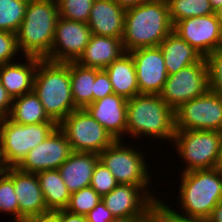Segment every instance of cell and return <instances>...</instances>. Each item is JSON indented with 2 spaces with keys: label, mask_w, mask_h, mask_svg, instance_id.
Listing matches in <instances>:
<instances>
[{
  "label": "cell",
  "mask_w": 222,
  "mask_h": 222,
  "mask_svg": "<svg viewBox=\"0 0 222 222\" xmlns=\"http://www.w3.org/2000/svg\"><path fill=\"white\" fill-rule=\"evenodd\" d=\"M117 5L123 7L124 9H128L131 7H135L141 5L146 0H113Z\"/></svg>",
  "instance_id": "cell-43"
},
{
  "label": "cell",
  "mask_w": 222,
  "mask_h": 222,
  "mask_svg": "<svg viewBox=\"0 0 222 222\" xmlns=\"http://www.w3.org/2000/svg\"><path fill=\"white\" fill-rule=\"evenodd\" d=\"M57 127L56 122L24 125L13 122L9 117L0 119V159L3 167H16Z\"/></svg>",
  "instance_id": "cell-6"
},
{
  "label": "cell",
  "mask_w": 222,
  "mask_h": 222,
  "mask_svg": "<svg viewBox=\"0 0 222 222\" xmlns=\"http://www.w3.org/2000/svg\"><path fill=\"white\" fill-rule=\"evenodd\" d=\"M136 68L140 94H160L168 73L159 46L139 48L129 52Z\"/></svg>",
  "instance_id": "cell-16"
},
{
  "label": "cell",
  "mask_w": 222,
  "mask_h": 222,
  "mask_svg": "<svg viewBox=\"0 0 222 222\" xmlns=\"http://www.w3.org/2000/svg\"><path fill=\"white\" fill-rule=\"evenodd\" d=\"M87 222H118L101 200L87 215Z\"/></svg>",
  "instance_id": "cell-38"
},
{
  "label": "cell",
  "mask_w": 222,
  "mask_h": 222,
  "mask_svg": "<svg viewBox=\"0 0 222 222\" xmlns=\"http://www.w3.org/2000/svg\"><path fill=\"white\" fill-rule=\"evenodd\" d=\"M124 140H116L99 154V160L110 170L118 184H130L140 186L153 200L155 192L149 186L152 175H149V167L143 152L132 145L123 143ZM133 147V148H132Z\"/></svg>",
  "instance_id": "cell-7"
},
{
  "label": "cell",
  "mask_w": 222,
  "mask_h": 222,
  "mask_svg": "<svg viewBox=\"0 0 222 222\" xmlns=\"http://www.w3.org/2000/svg\"><path fill=\"white\" fill-rule=\"evenodd\" d=\"M29 0H0V31L17 33Z\"/></svg>",
  "instance_id": "cell-29"
},
{
  "label": "cell",
  "mask_w": 222,
  "mask_h": 222,
  "mask_svg": "<svg viewBox=\"0 0 222 222\" xmlns=\"http://www.w3.org/2000/svg\"><path fill=\"white\" fill-rule=\"evenodd\" d=\"M18 52L16 34L0 31V65L12 63L17 54H21Z\"/></svg>",
  "instance_id": "cell-36"
},
{
  "label": "cell",
  "mask_w": 222,
  "mask_h": 222,
  "mask_svg": "<svg viewBox=\"0 0 222 222\" xmlns=\"http://www.w3.org/2000/svg\"><path fill=\"white\" fill-rule=\"evenodd\" d=\"M114 93L125 99L140 94L137 85L136 68L129 52H125L118 59L105 68Z\"/></svg>",
  "instance_id": "cell-24"
},
{
  "label": "cell",
  "mask_w": 222,
  "mask_h": 222,
  "mask_svg": "<svg viewBox=\"0 0 222 222\" xmlns=\"http://www.w3.org/2000/svg\"><path fill=\"white\" fill-rule=\"evenodd\" d=\"M173 31L166 0H146L126 9L124 34L125 52L157 47Z\"/></svg>",
  "instance_id": "cell-1"
},
{
  "label": "cell",
  "mask_w": 222,
  "mask_h": 222,
  "mask_svg": "<svg viewBox=\"0 0 222 222\" xmlns=\"http://www.w3.org/2000/svg\"><path fill=\"white\" fill-rule=\"evenodd\" d=\"M9 118L24 125L55 122L47 115L34 91L13 99Z\"/></svg>",
  "instance_id": "cell-26"
},
{
  "label": "cell",
  "mask_w": 222,
  "mask_h": 222,
  "mask_svg": "<svg viewBox=\"0 0 222 222\" xmlns=\"http://www.w3.org/2000/svg\"><path fill=\"white\" fill-rule=\"evenodd\" d=\"M208 68L209 90L222 95V47L205 57Z\"/></svg>",
  "instance_id": "cell-34"
},
{
  "label": "cell",
  "mask_w": 222,
  "mask_h": 222,
  "mask_svg": "<svg viewBox=\"0 0 222 222\" xmlns=\"http://www.w3.org/2000/svg\"><path fill=\"white\" fill-rule=\"evenodd\" d=\"M40 60L24 57L27 63L14 61L0 65V83L12 99L33 91L34 75Z\"/></svg>",
  "instance_id": "cell-20"
},
{
  "label": "cell",
  "mask_w": 222,
  "mask_h": 222,
  "mask_svg": "<svg viewBox=\"0 0 222 222\" xmlns=\"http://www.w3.org/2000/svg\"><path fill=\"white\" fill-rule=\"evenodd\" d=\"M168 75H172L191 64L198 63L203 56L189 43L172 31L160 44Z\"/></svg>",
  "instance_id": "cell-23"
},
{
  "label": "cell",
  "mask_w": 222,
  "mask_h": 222,
  "mask_svg": "<svg viewBox=\"0 0 222 222\" xmlns=\"http://www.w3.org/2000/svg\"><path fill=\"white\" fill-rule=\"evenodd\" d=\"M124 53L121 38L92 34L83 54L76 62L84 67L105 69Z\"/></svg>",
  "instance_id": "cell-21"
},
{
  "label": "cell",
  "mask_w": 222,
  "mask_h": 222,
  "mask_svg": "<svg viewBox=\"0 0 222 222\" xmlns=\"http://www.w3.org/2000/svg\"><path fill=\"white\" fill-rule=\"evenodd\" d=\"M85 110L102 125L115 140L126 135L127 99L115 93L92 102ZM122 137V138H121Z\"/></svg>",
  "instance_id": "cell-18"
},
{
  "label": "cell",
  "mask_w": 222,
  "mask_h": 222,
  "mask_svg": "<svg viewBox=\"0 0 222 222\" xmlns=\"http://www.w3.org/2000/svg\"><path fill=\"white\" fill-rule=\"evenodd\" d=\"M178 205L181 212L199 222H205L222 200V170L219 168L193 170L180 175Z\"/></svg>",
  "instance_id": "cell-5"
},
{
  "label": "cell",
  "mask_w": 222,
  "mask_h": 222,
  "mask_svg": "<svg viewBox=\"0 0 222 222\" xmlns=\"http://www.w3.org/2000/svg\"><path fill=\"white\" fill-rule=\"evenodd\" d=\"M102 201L118 222H125L146 215L154 200L138 185L118 184Z\"/></svg>",
  "instance_id": "cell-15"
},
{
  "label": "cell",
  "mask_w": 222,
  "mask_h": 222,
  "mask_svg": "<svg viewBox=\"0 0 222 222\" xmlns=\"http://www.w3.org/2000/svg\"><path fill=\"white\" fill-rule=\"evenodd\" d=\"M13 99L0 83V119L9 117Z\"/></svg>",
  "instance_id": "cell-39"
},
{
  "label": "cell",
  "mask_w": 222,
  "mask_h": 222,
  "mask_svg": "<svg viewBox=\"0 0 222 222\" xmlns=\"http://www.w3.org/2000/svg\"><path fill=\"white\" fill-rule=\"evenodd\" d=\"M22 222H57V216L53 212L24 219Z\"/></svg>",
  "instance_id": "cell-41"
},
{
  "label": "cell",
  "mask_w": 222,
  "mask_h": 222,
  "mask_svg": "<svg viewBox=\"0 0 222 222\" xmlns=\"http://www.w3.org/2000/svg\"><path fill=\"white\" fill-rule=\"evenodd\" d=\"M214 15L217 18V21L220 25V29L222 32V5L218 7L216 10H214Z\"/></svg>",
  "instance_id": "cell-44"
},
{
  "label": "cell",
  "mask_w": 222,
  "mask_h": 222,
  "mask_svg": "<svg viewBox=\"0 0 222 222\" xmlns=\"http://www.w3.org/2000/svg\"><path fill=\"white\" fill-rule=\"evenodd\" d=\"M59 18L56 0H29L17 33V46L23 57L46 59L51 51Z\"/></svg>",
  "instance_id": "cell-3"
},
{
  "label": "cell",
  "mask_w": 222,
  "mask_h": 222,
  "mask_svg": "<svg viewBox=\"0 0 222 222\" xmlns=\"http://www.w3.org/2000/svg\"><path fill=\"white\" fill-rule=\"evenodd\" d=\"M57 216V222H87L86 216L78 215L66 209L53 212Z\"/></svg>",
  "instance_id": "cell-40"
},
{
  "label": "cell",
  "mask_w": 222,
  "mask_h": 222,
  "mask_svg": "<svg viewBox=\"0 0 222 222\" xmlns=\"http://www.w3.org/2000/svg\"><path fill=\"white\" fill-rule=\"evenodd\" d=\"M59 17L87 23L94 0H56Z\"/></svg>",
  "instance_id": "cell-32"
},
{
  "label": "cell",
  "mask_w": 222,
  "mask_h": 222,
  "mask_svg": "<svg viewBox=\"0 0 222 222\" xmlns=\"http://www.w3.org/2000/svg\"><path fill=\"white\" fill-rule=\"evenodd\" d=\"M208 90V68L203 57L198 63L168 75L159 95L169 107L175 110L181 104L204 95Z\"/></svg>",
  "instance_id": "cell-11"
},
{
  "label": "cell",
  "mask_w": 222,
  "mask_h": 222,
  "mask_svg": "<svg viewBox=\"0 0 222 222\" xmlns=\"http://www.w3.org/2000/svg\"><path fill=\"white\" fill-rule=\"evenodd\" d=\"M101 200L102 197L91 186H88L71 194L66 210L86 216Z\"/></svg>",
  "instance_id": "cell-30"
},
{
  "label": "cell",
  "mask_w": 222,
  "mask_h": 222,
  "mask_svg": "<svg viewBox=\"0 0 222 222\" xmlns=\"http://www.w3.org/2000/svg\"><path fill=\"white\" fill-rule=\"evenodd\" d=\"M118 185L110 170L99 160L94 168L90 186L102 197Z\"/></svg>",
  "instance_id": "cell-35"
},
{
  "label": "cell",
  "mask_w": 222,
  "mask_h": 222,
  "mask_svg": "<svg viewBox=\"0 0 222 222\" xmlns=\"http://www.w3.org/2000/svg\"><path fill=\"white\" fill-rule=\"evenodd\" d=\"M126 9L113 0H94L88 27L93 35L123 38Z\"/></svg>",
  "instance_id": "cell-19"
},
{
  "label": "cell",
  "mask_w": 222,
  "mask_h": 222,
  "mask_svg": "<svg viewBox=\"0 0 222 222\" xmlns=\"http://www.w3.org/2000/svg\"><path fill=\"white\" fill-rule=\"evenodd\" d=\"M14 182V191L19 204V222L29 217L44 215L47 209L38 177L35 173L21 171L17 167L3 170Z\"/></svg>",
  "instance_id": "cell-17"
},
{
  "label": "cell",
  "mask_w": 222,
  "mask_h": 222,
  "mask_svg": "<svg viewBox=\"0 0 222 222\" xmlns=\"http://www.w3.org/2000/svg\"><path fill=\"white\" fill-rule=\"evenodd\" d=\"M175 130H214L222 132V95L208 90L204 95L174 110Z\"/></svg>",
  "instance_id": "cell-10"
},
{
  "label": "cell",
  "mask_w": 222,
  "mask_h": 222,
  "mask_svg": "<svg viewBox=\"0 0 222 222\" xmlns=\"http://www.w3.org/2000/svg\"><path fill=\"white\" fill-rule=\"evenodd\" d=\"M150 222H199L185 215L177 213L172 206H168L164 200H154L148 208Z\"/></svg>",
  "instance_id": "cell-33"
},
{
  "label": "cell",
  "mask_w": 222,
  "mask_h": 222,
  "mask_svg": "<svg viewBox=\"0 0 222 222\" xmlns=\"http://www.w3.org/2000/svg\"><path fill=\"white\" fill-rule=\"evenodd\" d=\"M173 25L190 17L214 14L209 0H166Z\"/></svg>",
  "instance_id": "cell-28"
},
{
  "label": "cell",
  "mask_w": 222,
  "mask_h": 222,
  "mask_svg": "<svg viewBox=\"0 0 222 222\" xmlns=\"http://www.w3.org/2000/svg\"><path fill=\"white\" fill-rule=\"evenodd\" d=\"M125 222H150V218L148 217V211H147V214L141 218L131 220V221H125Z\"/></svg>",
  "instance_id": "cell-46"
},
{
  "label": "cell",
  "mask_w": 222,
  "mask_h": 222,
  "mask_svg": "<svg viewBox=\"0 0 222 222\" xmlns=\"http://www.w3.org/2000/svg\"><path fill=\"white\" fill-rule=\"evenodd\" d=\"M44 201L50 212L68 207L71 193L68 191L58 169L45 170L36 173Z\"/></svg>",
  "instance_id": "cell-25"
},
{
  "label": "cell",
  "mask_w": 222,
  "mask_h": 222,
  "mask_svg": "<svg viewBox=\"0 0 222 222\" xmlns=\"http://www.w3.org/2000/svg\"><path fill=\"white\" fill-rule=\"evenodd\" d=\"M222 132L214 130H175L174 149L185 168L181 173L217 167Z\"/></svg>",
  "instance_id": "cell-8"
},
{
  "label": "cell",
  "mask_w": 222,
  "mask_h": 222,
  "mask_svg": "<svg viewBox=\"0 0 222 222\" xmlns=\"http://www.w3.org/2000/svg\"><path fill=\"white\" fill-rule=\"evenodd\" d=\"M114 93L108 73L105 69L95 68L93 102Z\"/></svg>",
  "instance_id": "cell-37"
},
{
  "label": "cell",
  "mask_w": 222,
  "mask_h": 222,
  "mask_svg": "<svg viewBox=\"0 0 222 222\" xmlns=\"http://www.w3.org/2000/svg\"><path fill=\"white\" fill-rule=\"evenodd\" d=\"M73 152L100 154L116 140L85 109L71 112L58 124Z\"/></svg>",
  "instance_id": "cell-9"
},
{
  "label": "cell",
  "mask_w": 222,
  "mask_h": 222,
  "mask_svg": "<svg viewBox=\"0 0 222 222\" xmlns=\"http://www.w3.org/2000/svg\"><path fill=\"white\" fill-rule=\"evenodd\" d=\"M33 91L57 124L77 110L71 91L70 62L41 59L35 71Z\"/></svg>",
  "instance_id": "cell-4"
},
{
  "label": "cell",
  "mask_w": 222,
  "mask_h": 222,
  "mask_svg": "<svg viewBox=\"0 0 222 222\" xmlns=\"http://www.w3.org/2000/svg\"><path fill=\"white\" fill-rule=\"evenodd\" d=\"M87 23L59 17L56 23L52 48L46 60L53 62H76L91 38Z\"/></svg>",
  "instance_id": "cell-12"
},
{
  "label": "cell",
  "mask_w": 222,
  "mask_h": 222,
  "mask_svg": "<svg viewBox=\"0 0 222 222\" xmlns=\"http://www.w3.org/2000/svg\"><path fill=\"white\" fill-rule=\"evenodd\" d=\"M73 153L65 134L57 127L43 142L31 149L16 166L28 173L58 169Z\"/></svg>",
  "instance_id": "cell-13"
},
{
  "label": "cell",
  "mask_w": 222,
  "mask_h": 222,
  "mask_svg": "<svg viewBox=\"0 0 222 222\" xmlns=\"http://www.w3.org/2000/svg\"><path fill=\"white\" fill-rule=\"evenodd\" d=\"M3 170H4V167H3L2 163H1V159H0V173H1Z\"/></svg>",
  "instance_id": "cell-48"
},
{
  "label": "cell",
  "mask_w": 222,
  "mask_h": 222,
  "mask_svg": "<svg viewBox=\"0 0 222 222\" xmlns=\"http://www.w3.org/2000/svg\"><path fill=\"white\" fill-rule=\"evenodd\" d=\"M126 135L167 140L175 135L174 110L158 94H138L127 99Z\"/></svg>",
  "instance_id": "cell-2"
},
{
  "label": "cell",
  "mask_w": 222,
  "mask_h": 222,
  "mask_svg": "<svg viewBox=\"0 0 222 222\" xmlns=\"http://www.w3.org/2000/svg\"><path fill=\"white\" fill-rule=\"evenodd\" d=\"M173 31L203 57L222 47V32L214 14L177 21Z\"/></svg>",
  "instance_id": "cell-14"
},
{
  "label": "cell",
  "mask_w": 222,
  "mask_h": 222,
  "mask_svg": "<svg viewBox=\"0 0 222 222\" xmlns=\"http://www.w3.org/2000/svg\"><path fill=\"white\" fill-rule=\"evenodd\" d=\"M72 97L77 109H85L93 102L95 68L70 62Z\"/></svg>",
  "instance_id": "cell-27"
},
{
  "label": "cell",
  "mask_w": 222,
  "mask_h": 222,
  "mask_svg": "<svg viewBox=\"0 0 222 222\" xmlns=\"http://www.w3.org/2000/svg\"><path fill=\"white\" fill-rule=\"evenodd\" d=\"M217 168L222 170V138H221V142H220V150H219Z\"/></svg>",
  "instance_id": "cell-45"
},
{
  "label": "cell",
  "mask_w": 222,
  "mask_h": 222,
  "mask_svg": "<svg viewBox=\"0 0 222 222\" xmlns=\"http://www.w3.org/2000/svg\"><path fill=\"white\" fill-rule=\"evenodd\" d=\"M0 212L14 216L13 222H19V204L14 182L4 171L0 173Z\"/></svg>",
  "instance_id": "cell-31"
},
{
  "label": "cell",
  "mask_w": 222,
  "mask_h": 222,
  "mask_svg": "<svg viewBox=\"0 0 222 222\" xmlns=\"http://www.w3.org/2000/svg\"><path fill=\"white\" fill-rule=\"evenodd\" d=\"M98 161L99 155L96 153L73 152L58 168L71 194L90 186L94 168Z\"/></svg>",
  "instance_id": "cell-22"
},
{
  "label": "cell",
  "mask_w": 222,
  "mask_h": 222,
  "mask_svg": "<svg viewBox=\"0 0 222 222\" xmlns=\"http://www.w3.org/2000/svg\"><path fill=\"white\" fill-rule=\"evenodd\" d=\"M205 222H222V200L214 207L211 215Z\"/></svg>",
  "instance_id": "cell-42"
},
{
  "label": "cell",
  "mask_w": 222,
  "mask_h": 222,
  "mask_svg": "<svg viewBox=\"0 0 222 222\" xmlns=\"http://www.w3.org/2000/svg\"><path fill=\"white\" fill-rule=\"evenodd\" d=\"M211 5H212V8L214 10H216L218 7H220L222 5V0H209Z\"/></svg>",
  "instance_id": "cell-47"
}]
</instances>
